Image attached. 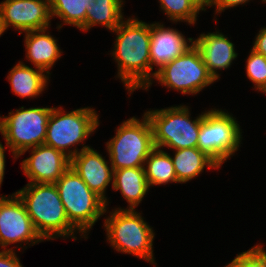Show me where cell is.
I'll return each mask as SVG.
<instances>
[{
    "label": "cell",
    "mask_w": 266,
    "mask_h": 267,
    "mask_svg": "<svg viewBox=\"0 0 266 267\" xmlns=\"http://www.w3.org/2000/svg\"><path fill=\"white\" fill-rule=\"evenodd\" d=\"M69 223L88 239L93 225L108 211L106 202L69 167L55 182Z\"/></svg>",
    "instance_id": "277c9868"
},
{
    "label": "cell",
    "mask_w": 266,
    "mask_h": 267,
    "mask_svg": "<svg viewBox=\"0 0 266 267\" xmlns=\"http://www.w3.org/2000/svg\"><path fill=\"white\" fill-rule=\"evenodd\" d=\"M189 110L186 105H178L144 112L151 123L156 148H197L203 112L192 120Z\"/></svg>",
    "instance_id": "8992f818"
},
{
    "label": "cell",
    "mask_w": 266,
    "mask_h": 267,
    "mask_svg": "<svg viewBox=\"0 0 266 267\" xmlns=\"http://www.w3.org/2000/svg\"><path fill=\"white\" fill-rule=\"evenodd\" d=\"M89 0H51L50 9L53 17L61 19L57 29L63 25H71L79 29L86 20Z\"/></svg>",
    "instance_id": "603a6c76"
},
{
    "label": "cell",
    "mask_w": 266,
    "mask_h": 267,
    "mask_svg": "<svg viewBox=\"0 0 266 267\" xmlns=\"http://www.w3.org/2000/svg\"><path fill=\"white\" fill-rule=\"evenodd\" d=\"M44 241L37 233L32 220L20 197L13 193L11 196H0V246L2 250L7 249L10 244L23 243L35 245ZM22 242V243H21Z\"/></svg>",
    "instance_id": "8fae6325"
},
{
    "label": "cell",
    "mask_w": 266,
    "mask_h": 267,
    "mask_svg": "<svg viewBox=\"0 0 266 267\" xmlns=\"http://www.w3.org/2000/svg\"><path fill=\"white\" fill-rule=\"evenodd\" d=\"M150 34V60L153 82L156 72L192 47L194 39L185 38L179 30L173 29V27L166 28L164 24L159 22L150 24ZM154 66L158 68L155 71H153Z\"/></svg>",
    "instance_id": "9a60e30c"
},
{
    "label": "cell",
    "mask_w": 266,
    "mask_h": 267,
    "mask_svg": "<svg viewBox=\"0 0 266 267\" xmlns=\"http://www.w3.org/2000/svg\"><path fill=\"white\" fill-rule=\"evenodd\" d=\"M70 167L81 177L88 187L108 205L106 189L113 186L114 170L111 164L92 147L85 145L70 159ZM112 181V182H111Z\"/></svg>",
    "instance_id": "5bb4252c"
},
{
    "label": "cell",
    "mask_w": 266,
    "mask_h": 267,
    "mask_svg": "<svg viewBox=\"0 0 266 267\" xmlns=\"http://www.w3.org/2000/svg\"><path fill=\"white\" fill-rule=\"evenodd\" d=\"M4 33L3 29H2V25H1V21H0V37L1 35Z\"/></svg>",
    "instance_id": "d6a6232c"
},
{
    "label": "cell",
    "mask_w": 266,
    "mask_h": 267,
    "mask_svg": "<svg viewBox=\"0 0 266 267\" xmlns=\"http://www.w3.org/2000/svg\"><path fill=\"white\" fill-rule=\"evenodd\" d=\"M259 92L264 93L266 95V84Z\"/></svg>",
    "instance_id": "1f68e13d"
},
{
    "label": "cell",
    "mask_w": 266,
    "mask_h": 267,
    "mask_svg": "<svg viewBox=\"0 0 266 267\" xmlns=\"http://www.w3.org/2000/svg\"><path fill=\"white\" fill-rule=\"evenodd\" d=\"M153 80L180 93L196 95L216 82L195 45L159 69Z\"/></svg>",
    "instance_id": "30bf717a"
},
{
    "label": "cell",
    "mask_w": 266,
    "mask_h": 267,
    "mask_svg": "<svg viewBox=\"0 0 266 267\" xmlns=\"http://www.w3.org/2000/svg\"><path fill=\"white\" fill-rule=\"evenodd\" d=\"M154 148L151 123L145 113L141 120L134 116L123 121L115 136L106 142L113 170L143 167Z\"/></svg>",
    "instance_id": "5b68a950"
},
{
    "label": "cell",
    "mask_w": 266,
    "mask_h": 267,
    "mask_svg": "<svg viewBox=\"0 0 266 267\" xmlns=\"http://www.w3.org/2000/svg\"><path fill=\"white\" fill-rule=\"evenodd\" d=\"M253 50L257 53H260L266 57V27L261 28L255 37V41L253 43Z\"/></svg>",
    "instance_id": "f1b7e54d"
},
{
    "label": "cell",
    "mask_w": 266,
    "mask_h": 267,
    "mask_svg": "<svg viewBox=\"0 0 266 267\" xmlns=\"http://www.w3.org/2000/svg\"><path fill=\"white\" fill-rule=\"evenodd\" d=\"M250 2V0H209L208 7H215V14L224 12L228 8L237 7ZM266 2V0H262Z\"/></svg>",
    "instance_id": "4316f807"
},
{
    "label": "cell",
    "mask_w": 266,
    "mask_h": 267,
    "mask_svg": "<svg viewBox=\"0 0 266 267\" xmlns=\"http://www.w3.org/2000/svg\"><path fill=\"white\" fill-rule=\"evenodd\" d=\"M24 33L26 59L32 62L35 68H39L48 75H51L49 70L62 55L57 40L49 34L50 32L48 31V28L27 31Z\"/></svg>",
    "instance_id": "e0dca14e"
},
{
    "label": "cell",
    "mask_w": 266,
    "mask_h": 267,
    "mask_svg": "<svg viewBox=\"0 0 266 267\" xmlns=\"http://www.w3.org/2000/svg\"><path fill=\"white\" fill-rule=\"evenodd\" d=\"M245 66L247 78L260 91L266 84V57L251 49Z\"/></svg>",
    "instance_id": "d4e9b609"
},
{
    "label": "cell",
    "mask_w": 266,
    "mask_h": 267,
    "mask_svg": "<svg viewBox=\"0 0 266 267\" xmlns=\"http://www.w3.org/2000/svg\"><path fill=\"white\" fill-rule=\"evenodd\" d=\"M236 118L222 109L203 112L197 148L219 167L239 149L242 135Z\"/></svg>",
    "instance_id": "ba28073f"
},
{
    "label": "cell",
    "mask_w": 266,
    "mask_h": 267,
    "mask_svg": "<svg viewBox=\"0 0 266 267\" xmlns=\"http://www.w3.org/2000/svg\"><path fill=\"white\" fill-rule=\"evenodd\" d=\"M143 168L150 188L178 183L171 155L163 149L155 147L145 160Z\"/></svg>",
    "instance_id": "7402d4cb"
},
{
    "label": "cell",
    "mask_w": 266,
    "mask_h": 267,
    "mask_svg": "<svg viewBox=\"0 0 266 267\" xmlns=\"http://www.w3.org/2000/svg\"><path fill=\"white\" fill-rule=\"evenodd\" d=\"M50 2L40 0H4L0 2V21L5 32L12 26L23 32L50 28Z\"/></svg>",
    "instance_id": "7c38bea8"
},
{
    "label": "cell",
    "mask_w": 266,
    "mask_h": 267,
    "mask_svg": "<svg viewBox=\"0 0 266 267\" xmlns=\"http://www.w3.org/2000/svg\"><path fill=\"white\" fill-rule=\"evenodd\" d=\"M12 92L20 98H37L48 86L49 75L43 70L29 67L24 62L16 64L8 73Z\"/></svg>",
    "instance_id": "d6986e66"
},
{
    "label": "cell",
    "mask_w": 266,
    "mask_h": 267,
    "mask_svg": "<svg viewBox=\"0 0 266 267\" xmlns=\"http://www.w3.org/2000/svg\"><path fill=\"white\" fill-rule=\"evenodd\" d=\"M193 43L215 81L220 80L217 70L228 69L238 56L234 44L219 31L202 33Z\"/></svg>",
    "instance_id": "2e32d148"
},
{
    "label": "cell",
    "mask_w": 266,
    "mask_h": 267,
    "mask_svg": "<svg viewBox=\"0 0 266 267\" xmlns=\"http://www.w3.org/2000/svg\"><path fill=\"white\" fill-rule=\"evenodd\" d=\"M15 193L43 240L77 239L75 233L79 232L69 223L55 183H28Z\"/></svg>",
    "instance_id": "7a4b0ae2"
},
{
    "label": "cell",
    "mask_w": 266,
    "mask_h": 267,
    "mask_svg": "<svg viewBox=\"0 0 266 267\" xmlns=\"http://www.w3.org/2000/svg\"><path fill=\"white\" fill-rule=\"evenodd\" d=\"M112 190L120 191L128 203L125 210H135L150 190L143 167L114 170Z\"/></svg>",
    "instance_id": "ac0fdd59"
},
{
    "label": "cell",
    "mask_w": 266,
    "mask_h": 267,
    "mask_svg": "<svg viewBox=\"0 0 266 267\" xmlns=\"http://www.w3.org/2000/svg\"><path fill=\"white\" fill-rule=\"evenodd\" d=\"M62 108H52L47 122L44 144L62 151L71 159L80 152V149L75 145L79 146L91 134L93 135V132H95L100 124V117L97 111L91 107L75 109L68 113ZM71 147H73V150Z\"/></svg>",
    "instance_id": "52a82bcc"
},
{
    "label": "cell",
    "mask_w": 266,
    "mask_h": 267,
    "mask_svg": "<svg viewBox=\"0 0 266 267\" xmlns=\"http://www.w3.org/2000/svg\"><path fill=\"white\" fill-rule=\"evenodd\" d=\"M171 156L178 183H186L199 176L207 169H219L220 167L204 152L198 148H186L174 150Z\"/></svg>",
    "instance_id": "ffe728a7"
},
{
    "label": "cell",
    "mask_w": 266,
    "mask_h": 267,
    "mask_svg": "<svg viewBox=\"0 0 266 267\" xmlns=\"http://www.w3.org/2000/svg\"><path fill=\"white\" fill-rule=\"evenodd\" d=\"M123 3L124 0H89L86 20L79 30L85 32L97 25L115 30L126 19L122 13Z\"/></svg>",
    "instance_id": "44dd1931"
},
{
    "label": "cell",
    "mask_w": 266,
    "mask_h": 267,
    "mask_svg": "<svg viewBox=\"0 0 266 267\" xmlns=\"http://www.w3.org/2000/svg\"><path fill=\"white\" fill-rule=\"evenodd\" d=\"M256 244L251 249L238 253L237 256L224 267H266V250Z\"/></svg>",
    "instance_id": "484cf974"
},
{
    "label": "cell",
    "mask_w": 266,
    "mask_h": 267,
    "mask_svg": "<svg viewBox=\"0 0 266 267\" xmlns=\"http://www.w3.org/2000/svg\"><path fill=\"white\" fill-rule=\"evenodd\" d=\"M160 8L173 23L187 22L194 25L199 11H204L194 0H159Z\"/></svg>",
    "instance_id": "cb8c5ba5"
},
{
    "label": "cell",
    "mask_w": 266,
    "mask_h": 267,
    "mask_svg": "<svg viewBox=\"0 0 266 267\" xmlns=\"http://www.w3.org/2000/svg\"><path fill=\"white\" fill-rule=\"evenodd\" d=\"M52 108L21 107L8 116H0V133L14 159L23 151L44 144Z\"/></svg>",
    "instance_id": "9c48e42d"
},
{
    "label": "cell",
    "mask_w": 266,
    "mask_h": 267,
    "mask_svg": "<svg viewBox=\"0 0 266 267\" xmlns=\"http://www.w3.org/2000/svg\"><path fill=\"white\" fill-rule=\"evenodd\" d=\"M40 1L51 2V0H40Z\"/></svg>",
    "instance_id": "836d02e7"
},
{
    "label": "cell",
    "mask_w": 266,
    "mask_h": 267,
    "mask_svg": "<svg viewBox=\"0 0 266 267\" xmlns=\"http://www.w3.org/2000/svg\"><path fill=\"white\" fill-rule=\"evenodd\" d=\"M104 221L107 241L117 252L156 264L153 254L154 230L135 210L115 208Z\"/></svg>",
    "instance_id": "3957f363"
},
{
    "label": "cell",
    "mask_w": 266,
    "mask_h": 267,
    "mask_svg": "<svg viewBox=\"0 0 266 267\" xmlns=\"http://www.w3.org/2000/svg\"><path fill=\"white\" fill-rule=\"evenodd\" d=\"M8 148L3 146L2 142L0 141V188L2 186V182L4 179V174H5V149Z\"/></svg>",
    "instance_id": "f546056e"
},
{
    "label": "cell",
    "mask_w": 266,
    "mask_h": 267,
    "mask_svg": "<svg viewBox=\"0 0 266 267\" xmlns=\"http://www.w3.org/2000/svg\"><path fill=\"white\" fill-rule=\"evenodd\" d=\"M204 11H206V7H208L209 0H194Z\"/></svg>",
    "instance_id": "4dcf8cb0"
},
{
    "label": "cell",
    "mask_w": 266,
    "mask_h": 267,
    "mask_svg": "<svg viewBox=\"0 0 266 267\" xmlns=\"http://www.w3.org/2000/svg\"><path fill=\"white\" fill-rule=\"evenodd\" d=\"M111 32L116 33L111 53L117 63V77L129 95L139 88L148 91L152 85L150 24L129 17Z\"/></svg>",
    "instance_id": "6da1fadb"
},
{
    "label": "cell",
    "mask_w": 266,
    "mask_h": 267,
    "mask_svg": "<svg viewBox=\"0 0 266 267\" xmlns=\"http://www.w3.org/2000/svg\"><path fill=\"white\" fill-rule=\"evenodd\" d=\"M15 250L0 251V267H23Z\"/></svg>",
    "instance_id": "83f0119b"
},
{
    "label": "cell",
    "mask_w": 266,
    "mask_h": 267,
    "mask_svg": "<svg viewBox=\"0 0 266 267\" xmlns=\"http://www.w3.org/2000/svg\"><path fill=\"white\" fill-rule=\"evenodd\" d=\"M27 151L31 155L22 161L21 168L29 183H55L70 167L68 156L46 144L29 148L18 158Z\"/></svg>",
    "instance_id": "4fadbf2b"
}]
</instances>
